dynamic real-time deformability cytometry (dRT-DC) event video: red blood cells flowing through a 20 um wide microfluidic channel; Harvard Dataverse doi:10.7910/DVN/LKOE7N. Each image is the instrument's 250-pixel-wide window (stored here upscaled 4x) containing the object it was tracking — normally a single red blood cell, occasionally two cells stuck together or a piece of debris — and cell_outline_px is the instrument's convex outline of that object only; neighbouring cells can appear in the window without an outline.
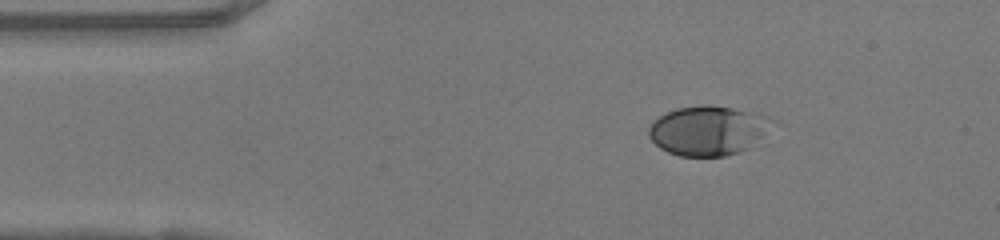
{"species": "human", "species_latin": "Homo sapiens", "temperature_condition": "warm", "stored_images_in_passage": 42, "camera_frame_rate_fps": 3000, "um_per_image_px": 0.085, "donor": {"sex": "female"}, "frame": {"image": 1, "passage_image": 1, "time_ms": 0.0, "image_size_px": [1000, 240], "cell_outline_px": [[772, 120], [760, 136], [748, 148], [740, 152], [724, 156], [680, 156], [668, 152], [660, 148], [648, 136], [648, 128], [652, 120], [676, 108], [704, 104], [712, 104], [732, 108], [768, 116]], "centroid_in_image_um": [60.09, 11.09], "position_along_channel_um": 24.9, "area_um2": 35.14}}
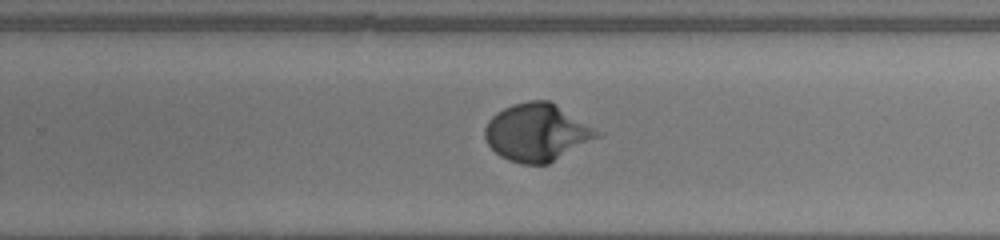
{"frame": {"image": 2, "passage_image": 24, "time_ms": 7.667, "image_size_px": [1000, 240], "cell_outline_px": [[604, 136], [548, 164], [520, 164], [508, 160], [500, 156], [488, 144], [484, 136], [484, 128], [488, 120], [496, 112], [512, 104], [528, 100], [548, 100], [556, 104], [604, 132]], "centroid_in_image_um": [45.7, 11.26], "position_along_channel_um": 284.1, "area_um2": 38.26}}
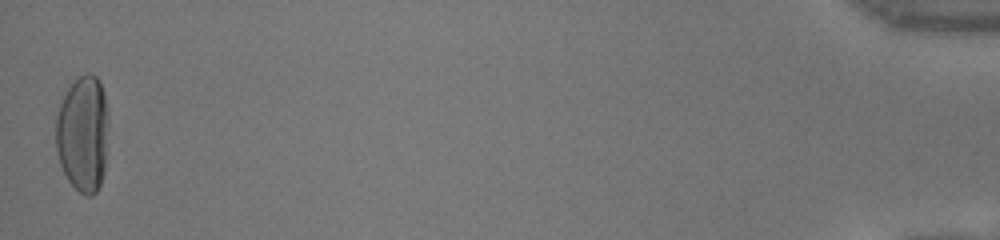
{"frame": {"image": 3, "passage_image": 42, "time_ms": 13.667, "image_size_px": [1000, 240], "cell_outline_px": [[108, 124], [104, 172], [100, 184], [96, 192], [92, 196], [84, 196], [68, 180], [60, 164], [56, 152], [56, 116], [60, 104], [68, 88], [84, 72], [92, 72], [100, 80], [104, 96], [108, 116]], "centroid_in_image_um": [7.05, 11.36], "position_along_channel_um": 428.1, "area_um2": 35.89}, "authors_computed_cell_mechanics": {"area_um2": 34.9112, "velocity_mm_per_s": 4.1246, "shape_relaxation_time_tau1_ms": 4.2322, "shape_relaxation_time_tau2_ms": null, "deformation_change_tau1": 0.2123, "deformation_change_tau2": null}}